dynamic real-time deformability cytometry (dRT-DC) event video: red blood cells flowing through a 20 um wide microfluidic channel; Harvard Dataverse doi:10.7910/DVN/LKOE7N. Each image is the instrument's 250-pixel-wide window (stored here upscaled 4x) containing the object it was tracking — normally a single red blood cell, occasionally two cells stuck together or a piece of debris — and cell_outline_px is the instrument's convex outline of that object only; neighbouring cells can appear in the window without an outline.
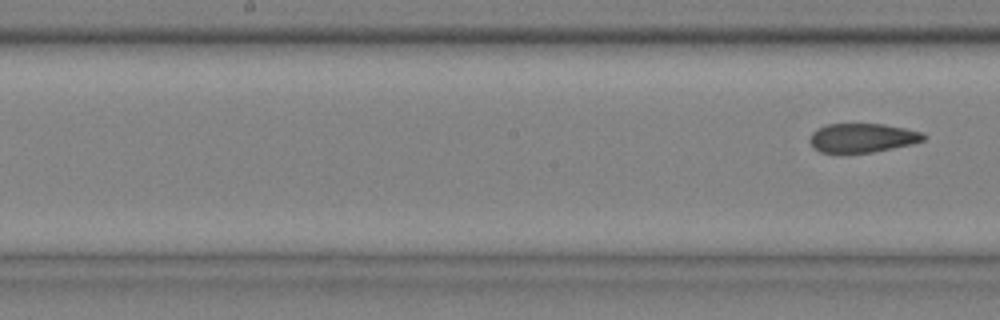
{"species": "common noctule bat (a hibernating species)", "species_latin": "Nyctalus noctula", "temperature_condition": "cold", "stored_images_in_passage": 9, "segment_of_instrument_passage": [2, 2], "camera_frame_rate_fps": 3000, "um_per_image_px": 0.085, "animal": {"sex": "male", "body_mass_g": 20.4}, "frame": {"image": 1, "passage_image": 9, "time_ms": 2.667, "image_size_px": [1000, 320], "cell_outline_px": [[928, 136], [924, 140], [912, 144], [872, 152], [820, 152], [812, 148], [808, 140], [812, 132], [816, 128], [828, 124], [884, 124], [924, 132]], "centroid_in_image_um": [73.29, 11.71], "position_along_channel_um": 174.9, "area_um2": 19.36}}